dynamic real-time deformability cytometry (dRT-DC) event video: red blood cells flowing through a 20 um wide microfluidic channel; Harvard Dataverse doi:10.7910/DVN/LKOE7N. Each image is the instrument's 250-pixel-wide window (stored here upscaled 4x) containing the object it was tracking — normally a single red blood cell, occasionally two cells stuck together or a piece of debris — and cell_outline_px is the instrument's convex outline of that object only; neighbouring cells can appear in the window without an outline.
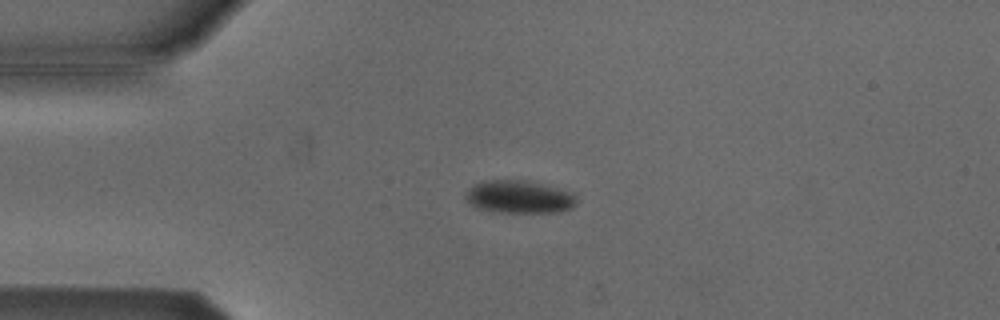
{"species": "Egyptian fruit bat (a non-hibernating species)", "species_latin": "Rousettus aegyptiacus", "temperature_condition": "cold", "stored_images_in_passage": 42, "camera_frame_rate_fps": 3000, "um_per_image_px": 0.085, "animal": {"sex": "male"}, "frame": {"image": 1, "passage_image": 1, "time_ms": 0.0, "image_size_px": [1000, 320], "cell_outline_px": [[576, 204], [572, 208], [560, 212], [500, 212], [476, 208], [468, 204], [464, 196], [468, 188], [484, 180], [524, 180], [572, 192], [576, 196]], "centroid_in_image_um": [44.1, 16.74], "position_along_channel_um": 40.9, "area_um2": 21.21}}
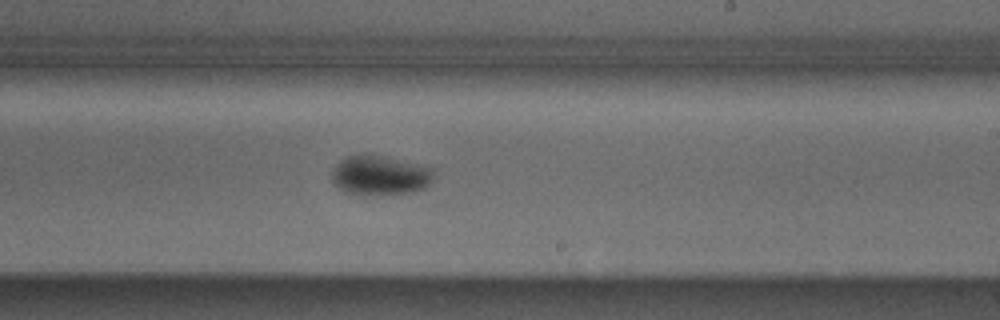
{"frame": {"image": 2, "passage_image": 20, "time_ms": 6.333, "image_size_px": [1000, 320], "cell_outline_px": [[436, 176], [424, 188], [412, 192], [360, 196], [348, 192], [340, 188], [332, 180], [332, 172], [336, 164], [340, 160], [348, 156], [384, 156], [436, 168]], "centroid_in_image_um": [32.36, 14.92], "position_along_channel_um": 256.6, "area_um2": 23.47}}
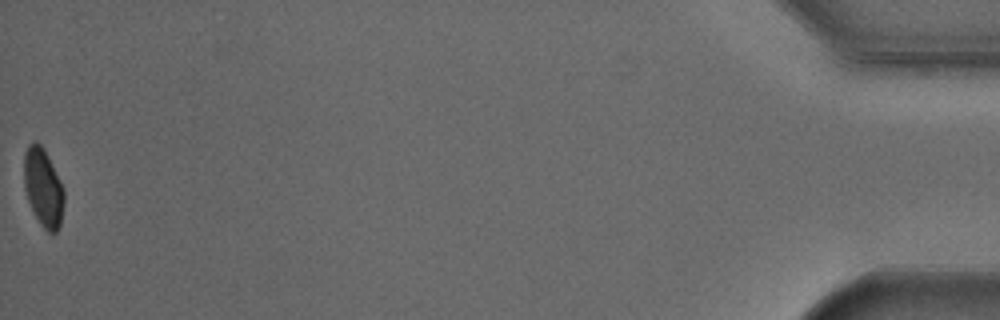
{"frame": {"image": 3, "passage_image": 42, "time_ms": 13.667, "image_size_px": [1000, 320], "cell_outline_px": [[64, 204], [60, 224], [56, 232], [52, 236], [40, 224], [28, 200], [24, 188], [24, 152], [28, 144], [36, 140], [40, 144], [64, 188]], "centroid_in_image_um": [3.67, 15.97], "position_along_channel_um": 431.5, "area_um2": 18.09}, "authors_computed_cell_mechanics": {"area_um2": 21.7906, "velocity_mm_per_s": 3.8069, "shape_relaxation_time_tau1_ms": 2.1968, "shape_relaxation_time_tau2_ms": null, "deformation_change_tau1": 0.0676, "deformation_change_tau2": null}}